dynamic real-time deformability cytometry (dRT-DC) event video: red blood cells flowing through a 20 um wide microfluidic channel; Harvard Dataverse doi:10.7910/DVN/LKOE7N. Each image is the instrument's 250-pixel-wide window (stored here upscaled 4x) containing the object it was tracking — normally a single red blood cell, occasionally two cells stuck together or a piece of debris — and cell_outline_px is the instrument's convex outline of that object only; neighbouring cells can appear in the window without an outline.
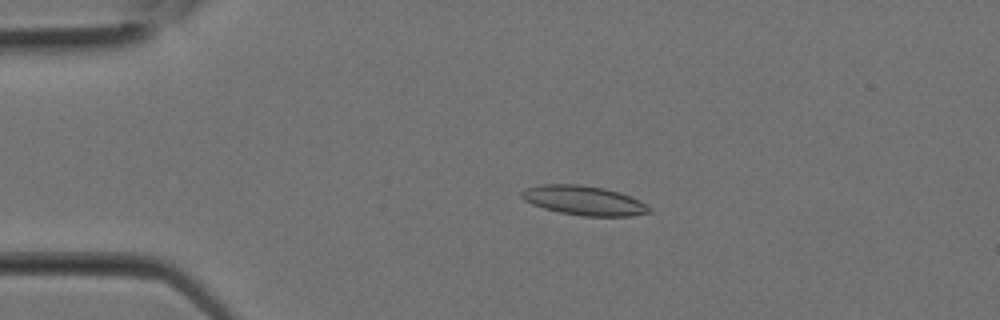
{"species": "Egyptian fruit bat (a non-hibernating species)", "species_latin": "Rousettus aegyptiacus", "temperature_condition": "room temperature", "stored_images_in_passage": 19, "camera_frame_rate_fps": 3000, "um_per_image_px": 0.085, "animal": {"sex": "female"}, "frame": {"image": 1, "passage_image": 6, "time_ms": 1.667, "image_size_px": [1000, 320], "cell_outline_px": [[652, 212], [628, 216], [584, 216], [560, 212], [544, 208], [532, 204], [524, 200], [520, 196], [520, 192], [528, 188], [540, 184], [580, 184], [604, 188], [620, 192], [640, 200], [652, 208]], "centroid_in_image_um": [49.65, 17.03], "position_along_channel_um": 35.4, "area_um2": 21.91}}
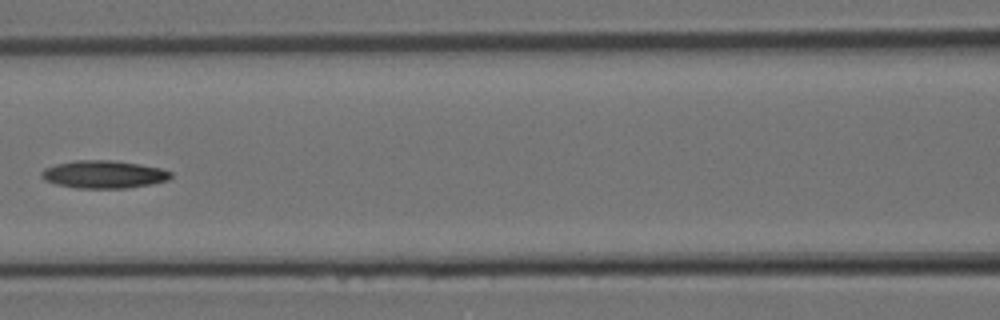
{"frame": {"image": 2, "passage_image": 12, "time_ms": 3.667, "image_size_px": [1000, 320], "cell_outline_px": [[172, 176], [168, 180], [152, 184], [128, 188], [76, 188], [56, 184], [44, 180], [40, 176], [40, 172], [44, 168], [56, 164], [76, 160], [112, 160], [140, 164], [160, 168], [172, 172]], "centroid_in_image_um": [8.81, 14.82], "position_along_channel_um": 157.8, "area_um2": 21.04}}
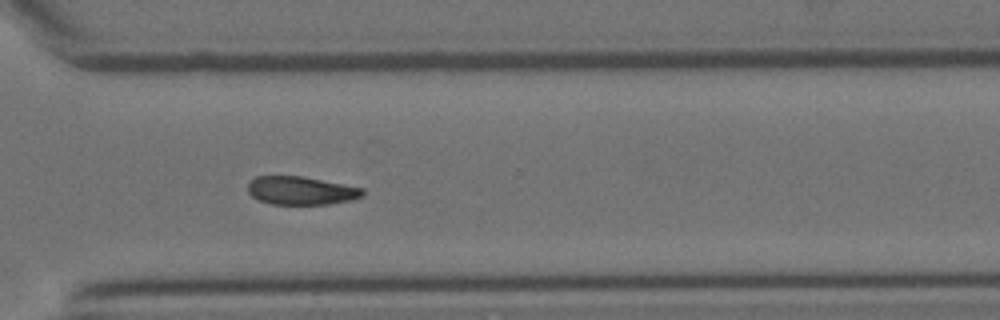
{"frame": {"image": 3, "passage_image": 19, "time_ms": 6.0, "image_size_px": [1000, 320], "cell_outline_px": [[364, 196], [352, 200], [328, 204], [272, 204], [260, 200], [252, 196], [248, 192], [248, 184], [256, 176], [300, 176], [364, 188]], "centroid_in_image_um": [25.61, 16.2], "position_along_channel_um": 345.0, "area_um2": 18.79}}